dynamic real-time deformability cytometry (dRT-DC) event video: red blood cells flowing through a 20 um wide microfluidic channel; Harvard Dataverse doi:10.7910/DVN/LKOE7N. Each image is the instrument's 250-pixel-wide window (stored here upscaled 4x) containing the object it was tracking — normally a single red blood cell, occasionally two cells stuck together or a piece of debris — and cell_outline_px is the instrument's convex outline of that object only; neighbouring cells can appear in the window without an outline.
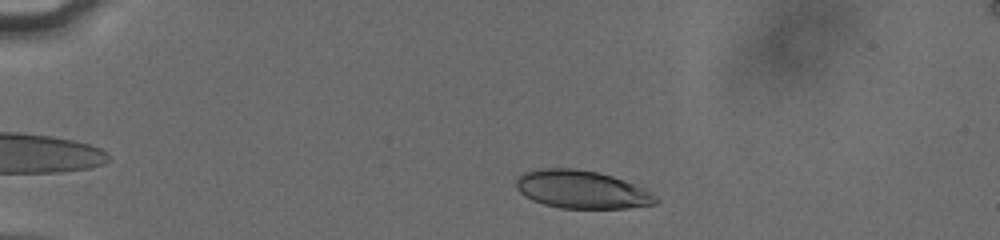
{"species": "human", "species_latin": "Homo sapiens", "temperature_condition": "cold", "stored_images_in_passage": 41, "camera_frame_rate_fps": 3000, "um_per_image_px": 0.085, "donor": {"sex": "male"}, "frame": {"image": 1, "passage_image": 5, "time_ms": 1.333, "image_size_px": [1000, 240], "cell_outline_px": [[660, 200], [656, 204], [628, 208], [560, 208], [544, 204], [532, 200], [520, 192], [516, 188], [516, 180], [524, 172], [540, 168], [576, 168], [596, 172], [612, 176], [636, 184], [652, 192]], "centroid_in_image_um": [49.47, 16.11], "position_along_channel_um": 35.5, "area_um2": 31.04}}
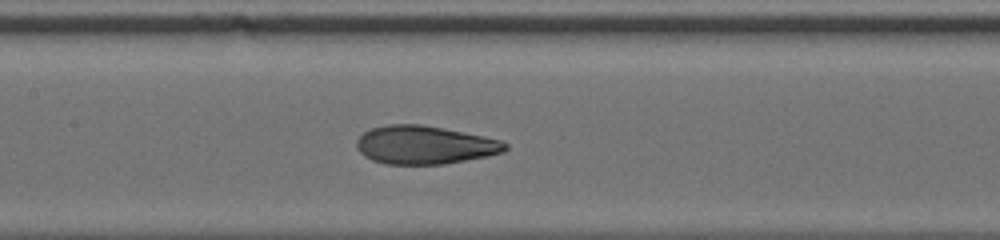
{"frame": {"image": 2, "passage_image": 21, "time_ms": 6.667, "image_size_px": [1000, 240], "cell_outline_px": [[508, 148], [504, 152], [444, 164], [384, 164], [372, 160], [364, 156], [356, 148], [356, 140], [364, 132], [372, 128], [388, 124], [420, 124], [444, 128], [504, 140], [508, 144]], "centroid_in_image_um": [36.09, 12.31], "position_along_channel_um": 171.3, "area_um2": 33.23}}
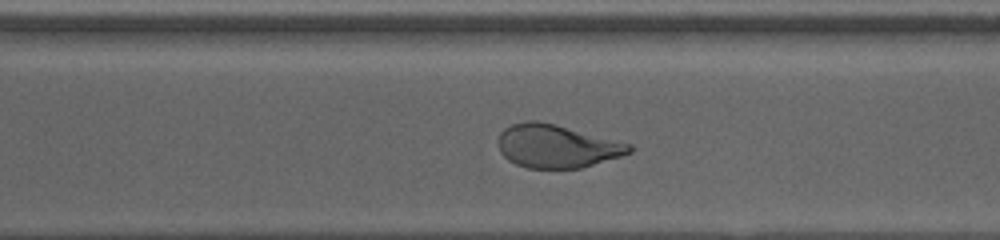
{"frame": {"image": 3, "passage_image": 33, "time_ms": 10.667, "image_size_px": [1000, 240], "cell_outline_px": [[632, 152], [620, 156], [580, 168], [528, 168], [516, 164], [508, 160], [500, 152], [496, 144], [496, 140], [500, 132], [504, 128], [512, 124], [528, 120], [536, 120], [556, 124], [632, 144]], "centroid_in_image_um": [47.27, 12.41], "position_along_channel_um": 323.3, "area_um2": 33.12}, "authors_computed_cell_mechanics": {"area_um2": 33.1194, "velocity_mm_per_s": 3.8179, "shape_relaxation_time_tau1_ms": 5.7267, "shape_relaxation_time_tau2_ms": 1.0617, "deformation_change_tau1": 0.2116, "deformation_change_tau2": 0.0802}}